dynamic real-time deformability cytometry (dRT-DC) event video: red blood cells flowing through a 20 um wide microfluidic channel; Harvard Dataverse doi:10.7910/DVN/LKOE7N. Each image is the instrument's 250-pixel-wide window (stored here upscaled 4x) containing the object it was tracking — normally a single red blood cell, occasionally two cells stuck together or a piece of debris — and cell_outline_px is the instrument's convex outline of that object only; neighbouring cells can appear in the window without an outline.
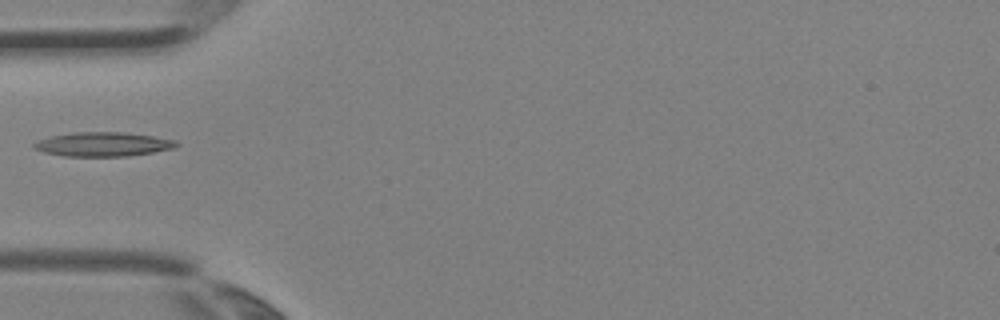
{"species": "Egyptian fruit bat (a non-hibernating species)", "species_latin": "Rousettus aegyptiacus", "temperature_condition": "room temperature", "stored_images_in_passage": 1, "camera_frame_rate_fps": 3000, "um_per_image_px": 0.085, "animal": {"sex": "female"}, "frame": {"image": 1, "passage_image": 1, "time_ms": 0.0, "image_size_px": [1000, 320], "cell_outline_px": [[180, 144], [176, 148], [128, 156], [64, 156], [44, 152], [32, 148], [32, 144], [36, 140], [52, 136], [72, 132], [124, 132], [152, 136], [176, 140]], "centroid_in_image_um": [8.74, 12.26], "position_along_channel_um": 76.3, "area_um2": 20.17}}